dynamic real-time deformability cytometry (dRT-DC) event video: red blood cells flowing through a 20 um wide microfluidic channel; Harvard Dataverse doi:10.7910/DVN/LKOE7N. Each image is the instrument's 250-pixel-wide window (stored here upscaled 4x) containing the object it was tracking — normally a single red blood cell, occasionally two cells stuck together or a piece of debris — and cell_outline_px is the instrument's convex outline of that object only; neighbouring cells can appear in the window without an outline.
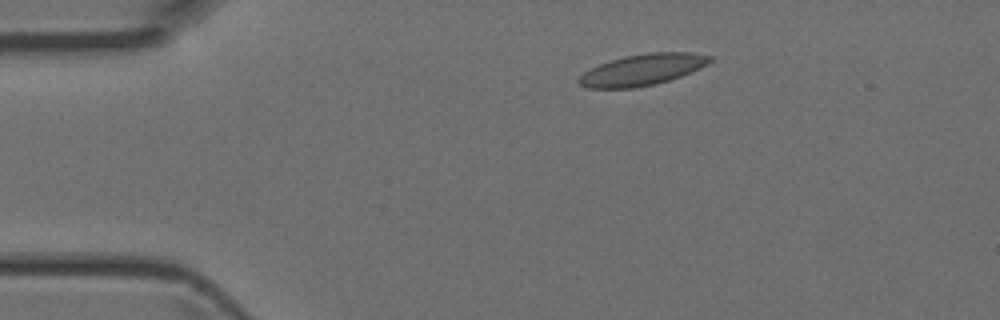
{"species": "Egyptian fruit bat (a non-hibernating species)", "species_latin": "Rousettus aegyptiacus", "temperature_condition": "room temperature", "stored_images_in_passage": 5, "camera_frame_rate_fps": 3000, "um_per_image_px": 0.085, "animal": {"sex": "female"}, "frame": {"image": 1, "passage_image": 2, "time_ms": 0.333, "image_size_px": [1000, 320], "cell_outline_px": [[712, 60], [708, 64], [692, 72], [656, 84], [636, 88], [588, 88], [580, 84], [576, 80], [584, 72], [600, 64], [624, 56], [648, 52], [692, 52], [712, 56]], "centroid_in_image_um": [54.63, 5.92], "position_along_channel_um": 30.4, "area_um2": 23.87}}
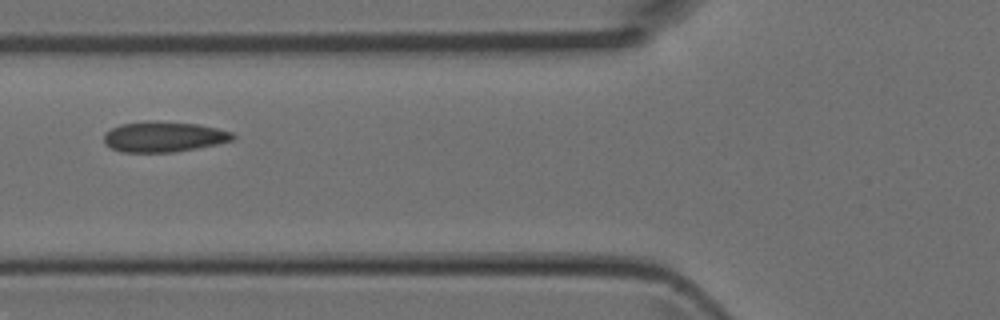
{"frame": {"image": 2, "passage_image": 4, "time_ms": 1.0, "image_size_px": [1000, 320], "cell_outline_px": [[236, 136], [232, 140], [216, 144], [196, 148], [172, 152], [124, 152], [112, 148], [104, 144], [104, 136], [112, 128], [120, 124], [148, 120], [156, 120], [196, 124], [216, 128], [232, 132]], "centroid_in_image_um": [13.9, 11.61], "position_along_channel_um": 111.9, "area_um2": 22.77}}
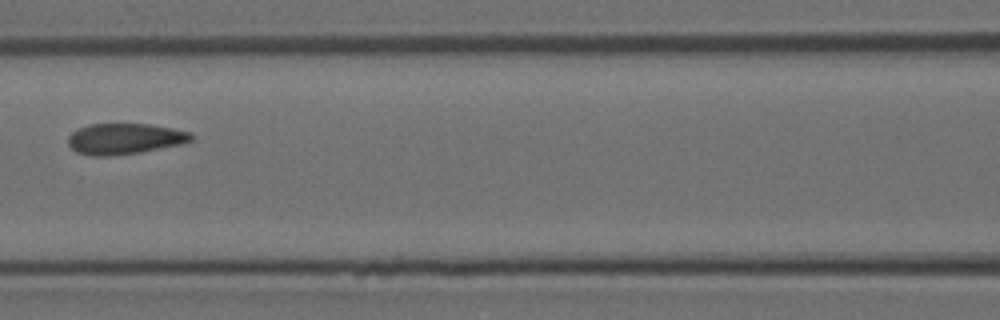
{"frame": {"image": 3, "passage_image": 5, "time_ms": 1.333, "image_size_px": [1000, 320], "cell_outline_px": [[192, 140], [180, 144], [140, 152], [112, 156], [92, 156], [76, 152], [68, 144], [68, 136], [72, 132], [88, 124], [148, 124], [172, 128], [192, 132]], "centroid_in_image_um": [10.58, 11.8], "position_along_channel_um": 156.0, "area_um2": 22.08}}